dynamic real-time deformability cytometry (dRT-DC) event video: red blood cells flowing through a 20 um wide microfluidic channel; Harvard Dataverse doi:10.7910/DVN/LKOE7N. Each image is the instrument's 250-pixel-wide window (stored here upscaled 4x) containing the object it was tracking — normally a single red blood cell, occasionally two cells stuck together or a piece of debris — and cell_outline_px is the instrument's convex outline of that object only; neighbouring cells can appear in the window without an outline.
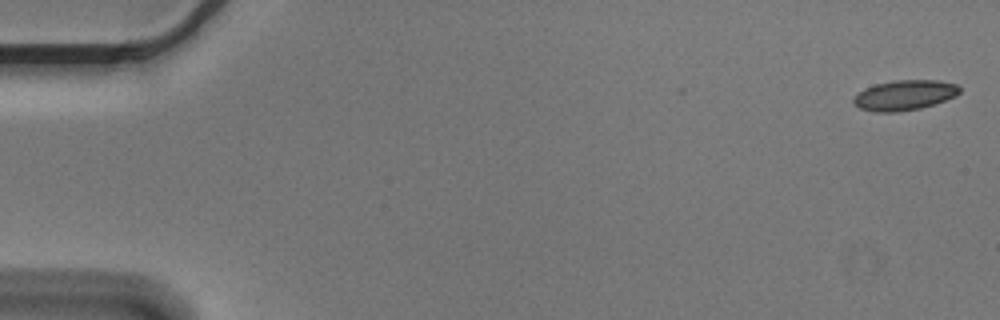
{"species": "Egyptian fruit bat (a non-hibernating species)", "species_latin": "Rousettus aegyptiacus", "temperature_condition": "cold", "stored_images_in_passage": 7, "camera_frame_rate_fps": 3000, "um_per_image_px": 0.085, "animal": {"sex": "male"}, "frame": {"image": 1, "passage_image": 1, "time_ms": 0.0, "image_size_px": [1000, 320], "cell_outline_px": [[960, 92], [956, 96], [936, 104], [920, 108], [896, 112], [876, 112], [860, 108], [852, 100], [864, 88], [876, 84], [892, 80], [940, 80], [956, 84], [960, 88]], "centroid_in_image_um": [76.92, 8.08], "position_along_channel_um": 8.1, "area_um2": 18.61}}
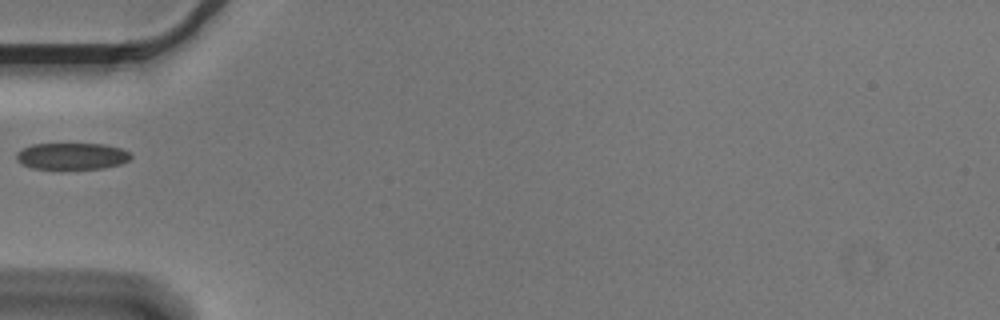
{"frame": {"image": 2, "passage_image": 6, "time_ms": 1.667, "image_size_px": [1000, 320], "cell_outline_px": [[132, 156], [128, 160], [120, 164], [104, 168], [32, 168], [20, 164], [16, 160], [16, 152], [32, 144], [104, 144], [120, 148], [128, 152]], "centroid_in_image_um": [6.08, 13.26], "position_along_channel_um": 78.9, "area_um2": 17.57}}
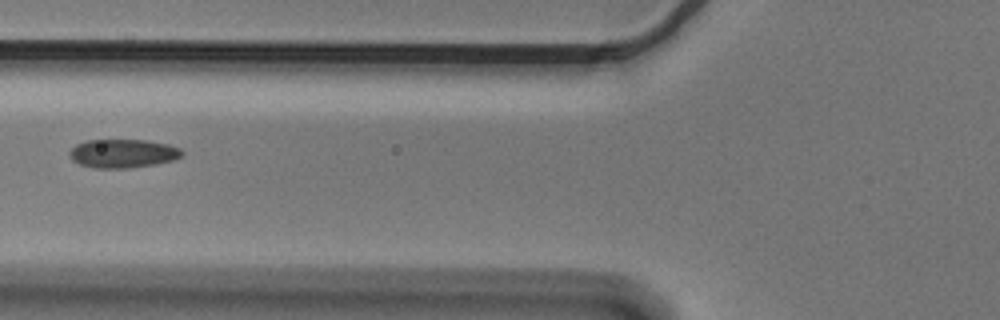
{"frame": {"image": 3, "passage_image": 7, "time_ms": 2.0, "image_size_px": [1000, 320], "cell_outline_px": [[184, 152], [180, 156], [172, 160], [156, 164], [128, 168], [92, 168], [80, 164], [72, 160], [68, 152], [76, 144], [84, 140], [144, 140], [168, 144], [180, 148]], "centroid_in_image_um": [10.41, 13.04], "position_along_channel_um": 115.4, "area_um2": 18.79}}